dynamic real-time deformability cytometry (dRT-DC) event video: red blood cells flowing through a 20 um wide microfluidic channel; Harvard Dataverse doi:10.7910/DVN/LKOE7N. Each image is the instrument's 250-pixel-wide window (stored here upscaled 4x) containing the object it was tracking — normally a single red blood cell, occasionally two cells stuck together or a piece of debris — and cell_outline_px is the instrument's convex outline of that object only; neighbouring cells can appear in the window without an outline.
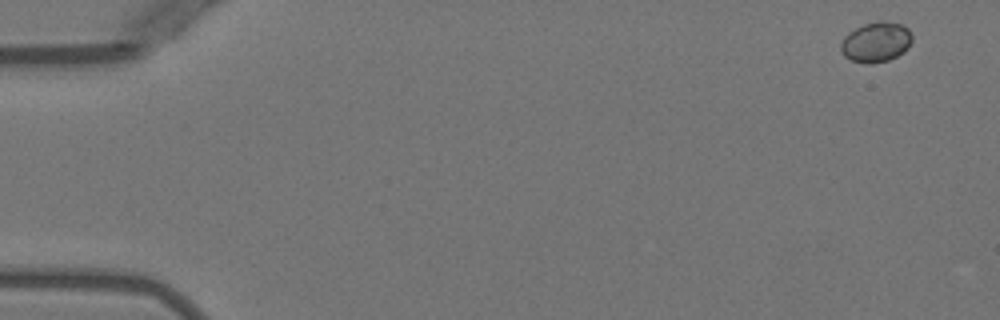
{"species": "Egyptian fruit bat (a non-hibernating species)", "species_latin": "Rousettus aegyptiacus", "temperature_condition": "warm", "stored_images_in_passage": 3, "camera_frame_rate_fps": 3000, "um_per_image_px": 0.085, "animal": {"sex": "female"}, "frame": {"image": 1, "passage_image": 1, "time_ms": 0.0, "image_size_px": [1000, 320], "cell_outline_px": [[912, 40], [908, 48], [904, 52], [888, 60], [872, 64], [868, 64], [852, 60], [844, 56], [840, 52], [840, 44], [844, 36], [848, 32], [864, 24], [876, 20], [884, 20], [900, 24], [908, 28], [912, 36]], "centroid_in_image_um": [74.45, 3.57], "position_along_channel_um": 10.6, "area_um2": 16.88}}